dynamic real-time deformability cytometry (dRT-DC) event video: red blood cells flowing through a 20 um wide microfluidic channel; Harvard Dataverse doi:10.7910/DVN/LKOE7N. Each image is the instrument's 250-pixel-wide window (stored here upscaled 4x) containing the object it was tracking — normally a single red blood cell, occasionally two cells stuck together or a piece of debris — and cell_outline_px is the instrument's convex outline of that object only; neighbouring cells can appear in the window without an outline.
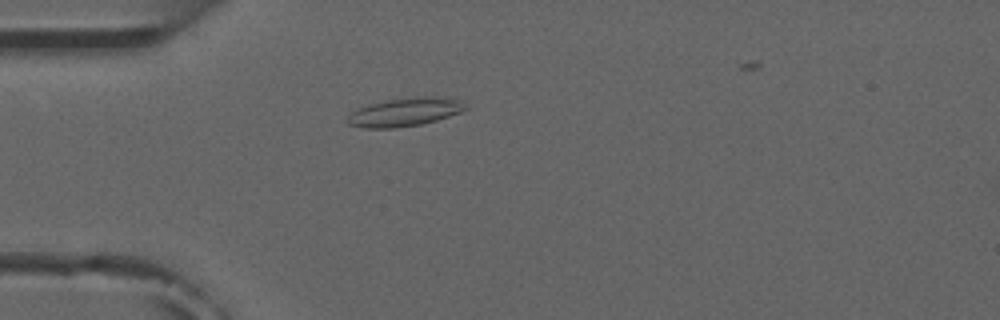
{"species": "common noctule bat (a hibernating species)", "species_latin": "Nyctalus noctula", "temperature_condition": "room temperature", "stored_images_in_passage": 4, "camera_frame_rate_fps": 3000, "um_per_image_px": 0.085, "animal": {"sex": "male", "forearm_length_mm": 52.5}, "frame": {"image": 1, "passage_image": 4, "time_ms": 3.333, "image_size_px": [1000, 320], "cell_outline_px": [[468, 108], [460, 112], [436, 120], [420, 124], [396, 128], [364, 128], [348, 124], [344, 120], [352, 112], [360, 108], [372, 104], [388, 100], [432, 96], [436, 96], [456, 100]], "centroid_in_image_um": [34.36, 9.55], "position_along_channel_um": 50.6, "area_um2": 18.96}}